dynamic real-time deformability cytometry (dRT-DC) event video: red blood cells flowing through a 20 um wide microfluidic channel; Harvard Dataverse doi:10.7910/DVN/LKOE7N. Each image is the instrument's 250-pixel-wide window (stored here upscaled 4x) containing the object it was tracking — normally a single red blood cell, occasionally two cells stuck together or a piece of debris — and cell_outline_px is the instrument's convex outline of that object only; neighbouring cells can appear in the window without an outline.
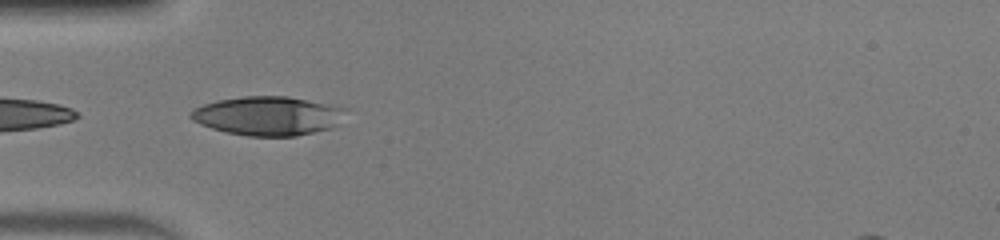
{"species": "human", "species_latin": "Homo sapiens", "temperature_condition": "warm", "stored_images_in_passage": 22, "camera_frame_rate_fps": 3000, "um_per_image_px": 0.085, "donor": {"sex": "male"}, "frame": {"image": 1, "passage_image": 1, "time_ms": 0.0, "image_size_px": [1000, 240], "cell_outline_px": [[352, 108], [332, 128], [296, 136], [248, 136], [224, 132], [200, 124], [192, 120], [188, 116], [196, 108], [204, 104], [216, 100], [244, 96], [288, 96], [332, 104]], "centroid_in_image_um": [22.83, 9.84], "position_along_channel_um": 62.2, "area_um2": 35.55}}
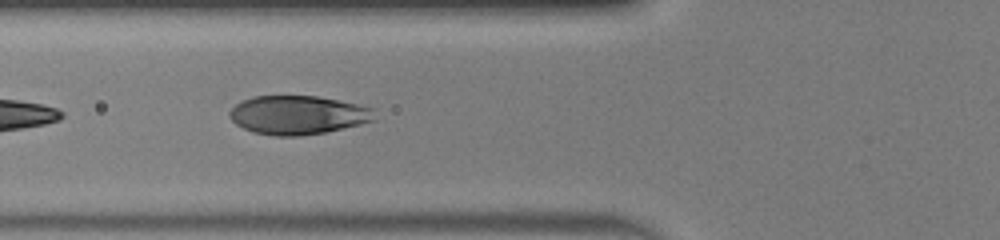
{"frame": {"image": 2, "passage_image": 4, "time_ms": 1.0, "image_size_px": [1000, 240], "cell_outline_px": [[376, 120], [328, 132], [300, 136], [276, 136], [252, 132], [236, 124], [228, 116], [228, 112], [240, 100], [252, 96], [316, 96], [376, 108]], "centroid_in_image_um": [25.33, 9.78], "position_along_channel_um": 100.5, "area_um2": 33.06}}